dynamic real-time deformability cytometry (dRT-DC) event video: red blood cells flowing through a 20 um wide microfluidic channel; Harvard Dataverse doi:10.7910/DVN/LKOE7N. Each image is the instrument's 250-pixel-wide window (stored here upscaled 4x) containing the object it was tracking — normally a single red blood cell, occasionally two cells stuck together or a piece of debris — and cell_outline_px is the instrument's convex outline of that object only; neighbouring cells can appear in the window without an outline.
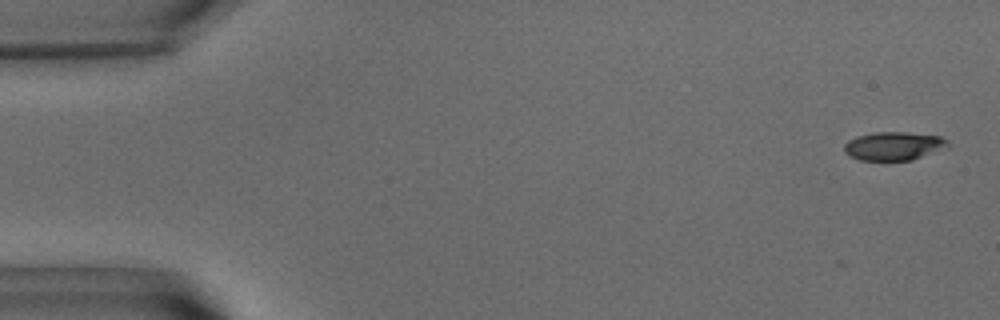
{"species": "common noctule bat (a hibernating species)", "species_latin": "Nyctalus noctula", "temperature_condition": "warm", "stored_images_in_passage": 10, "camera_frame_rate_fps": 3000, "um_per_image_px": 0.085, "animal": {"sex": "male", "body_mass_g": 15.6}, "frame": {"image": 1, "passage_image": 2, "time_ms": 0.333, "image_size_px": [1000, 320], "cell_outline_px": [[952, 144], [948, 148], [912, 160], [860, 160], [848, 156], [844, 152], [844, 144], [848, 140], [856, 136], [872, 132], [904, 132], [940, 136], [948, 140]], "centroid_in_image_um": [75.99, 12.41], "position_along_channel_um": 9.0, "area_um2": 17.51}}